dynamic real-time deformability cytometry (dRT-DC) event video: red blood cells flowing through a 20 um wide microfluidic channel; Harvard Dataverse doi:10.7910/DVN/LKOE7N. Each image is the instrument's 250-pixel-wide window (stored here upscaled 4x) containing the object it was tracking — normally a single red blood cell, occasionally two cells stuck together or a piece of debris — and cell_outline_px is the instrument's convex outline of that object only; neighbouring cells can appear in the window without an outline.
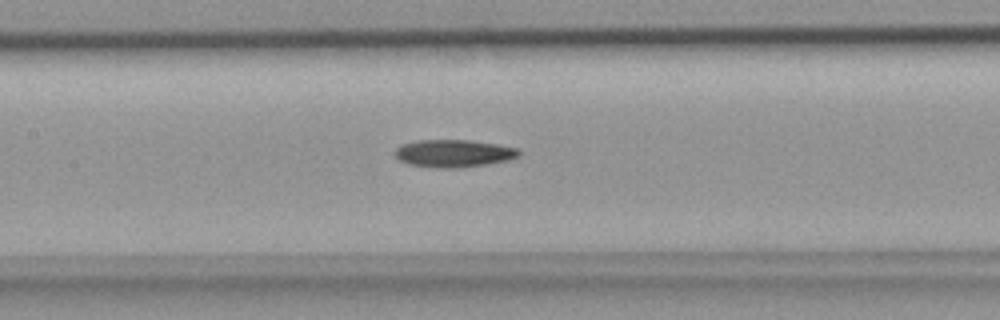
{"species": "common noctule bat (a hibernating species)", "species_latin": "Nyctalus noctula", "temperature_condition": "room temperature", "stored_images_in_passage": 32, "camera_frame_rate_fps": 3000, "um_per_image_px": 0.085, "animal": {"sex": "female", "body_mass_g": 18.4}, "frame": {"image": 1, "passage_image": 9, "time_ms": 2.667, "image_size_px": [1000, 320], "cell_outline_px": [[520, 156], [508, 160], [484, 164], [456, 168], [440, 168], [408, 164], [400, 160], [396, 156], [396, 148], [400, 144], [420, 140], [468, 140], [500, 144], [520, 148]], "centroid_in_image_um": [38.6, 13.02], "position_along_channel_um": 168.8, "area_um2": 19.88}}
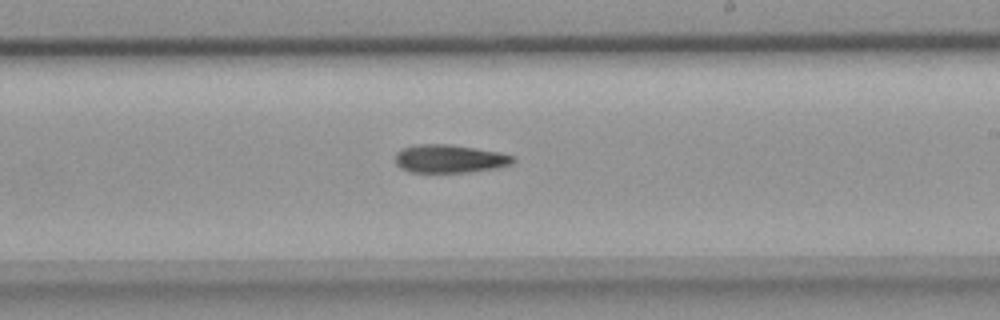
{"frame": {"image": 2, "passage_image": 14, "time_ms": 4.333, "image_size_px": [1000, 320], "cell_outline_px": [[516, 160], [512, 164], [496, 168], [468, 172], [412, 172], [400, 168], [396, 164], [396, 152], [400, 148], [416, 144], [452, 144], [500, 152], [516, 156]], "centroid_in_image_um": [38.23, 13.48], "position_along_channel_um": 250.8, "area_um2": 19.59}}
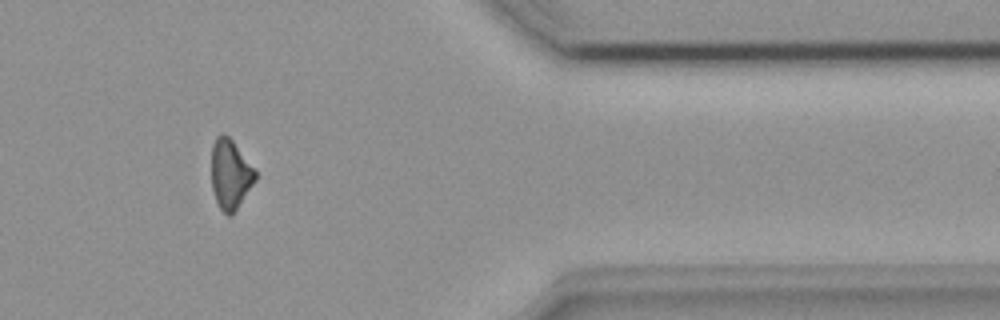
{"frame": {"image": 3, "passage_image": 24, "time_ms": 7.667, "image_size_px": [1000, 320], "cell_outline_px": [[256, 180], [232, 216], [228, 216], [220, 208], [216, 200], [212, 188], [212, 144], [216, 136], [220, 132], [224, 132], [232, 140], [256, 172]], "centroid_in_image_um": [19.56, 14.8], "position_along_channel_um": 391.8, "area_um2": 17.69}}